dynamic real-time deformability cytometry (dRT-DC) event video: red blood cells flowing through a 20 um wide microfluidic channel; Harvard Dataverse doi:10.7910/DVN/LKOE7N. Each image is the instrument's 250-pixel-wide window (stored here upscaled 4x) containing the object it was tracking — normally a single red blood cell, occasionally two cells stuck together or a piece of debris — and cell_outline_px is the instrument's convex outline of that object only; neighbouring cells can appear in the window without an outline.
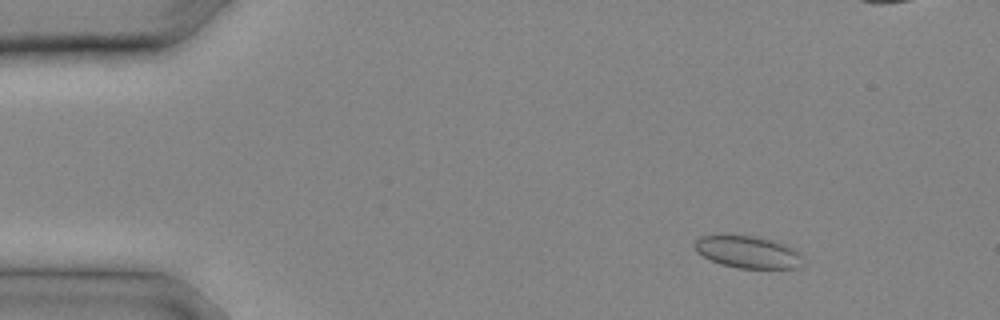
{"species": "common noctule bat (a hibernating species)", "species_latin": "Nyctalus noctula", "temperature_condition": "cold", "stored_images_in_passage": 14, "camera_frame_rate_fps": 3000, "um_per_image_px": 0.085, "animal": {"sex": "male", "body_mass_g": 20.4}, "frame": {"image": 1, "passage_image": 3, "time_ms": 0.667, "image_size_px": [1000, 320], "cell_outline_px": [[804, 264], [800, 268], [736, 268], [720, 264], [696, 252], [696, 240], [700, 236], [752, 236], [772, 240], [788, 244], [796, 248], [804, 256]], "centroid_in_image_um": [63.69, 21.44], "position_along_channel_um": 21.3, "area_um2": 20.4}}
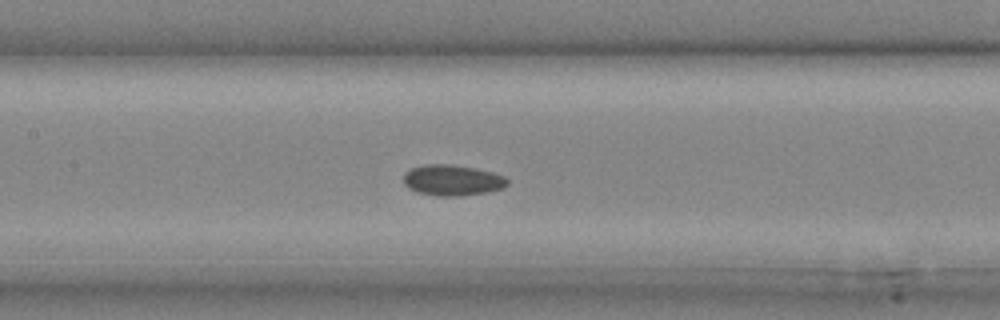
{"frame": {"image": 2, "passage_image": 12, "time_ms": 3.667, "image_size_px": [1000, 320], "cell_outline_px": [[508, 184], [504, 188], [484, 192], [456, 196], [440, 196], [420, 192], [408, 188], [404, 184], [404, 172], [412, 168], [424, 164], [452, 164], [476, 168], [492, 172], [504, 176], [508, 180]], "centroid_in_image_um": [38.45, 15.3], "position_along_channel_um": 169.0, "area_um2": 18.55}}
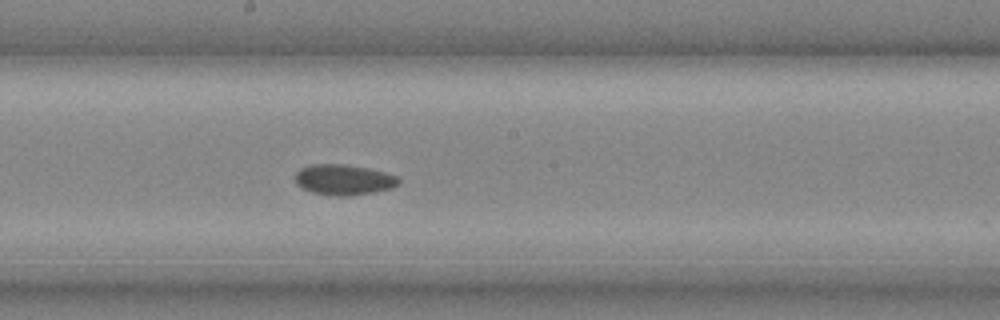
{"frame": {"image": 3, "passage_image": 14, "time_ms": 4.333, "image_size_px": [1000, 320], "cell_outline_px": [[400, 184], [392, 188], [372, 192], [348, 196], [336, 196], [312, 192], [296, 184], [296, 172], [300, 168], [312, 164], [344, 164], [368, 168], [384, 172], [396, 176], [400, 180]], "centroid_in_image_um": [29.22, 15.27], "position_along_channel_um": 219.0, "area_um2": 18.32}}